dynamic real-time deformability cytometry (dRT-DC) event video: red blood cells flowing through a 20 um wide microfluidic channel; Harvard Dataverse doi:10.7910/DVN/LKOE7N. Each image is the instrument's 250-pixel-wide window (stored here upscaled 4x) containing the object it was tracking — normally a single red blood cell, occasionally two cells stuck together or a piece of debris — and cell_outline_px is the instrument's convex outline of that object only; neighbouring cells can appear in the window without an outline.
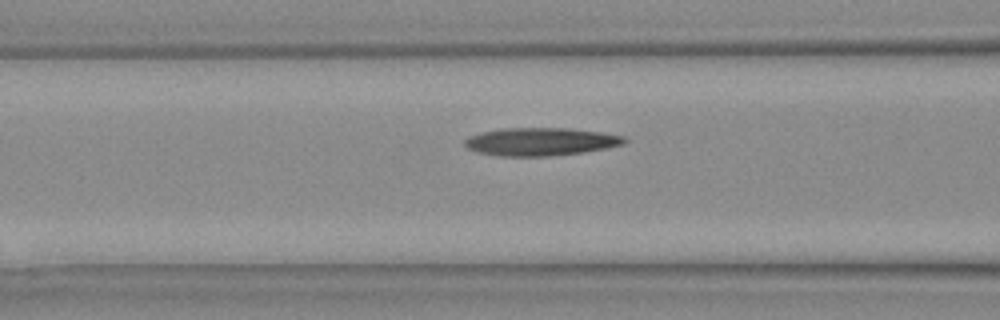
{"species": "Egyptian fruit bat (a non-hibernating species)", "species_latin": "Rousettus aegyptiacus", "temperature_condition": "warm", "stored_images_in_passage": 6, "camera_frame_rate_fps": 3000, "um_per_image_px": 0.085, "animal": {"sex": "female"}, "frame": {"image": 1, "passage_image": 6, "time_ms": 1.667, "image_size_px": [1000, 320], "cell_outline_px": [[628, 140], [624, 144], [608, 148], [584, 152], [552, 156], [496, 156], [476, 152], [468, 148], [464, 144], [464, 140], [468, 136], [484, 132], [504, 128], [568, 128], [604, 132], [624, 136]], "centroid_in_image_um": [45.98, 12.04], "position_along_channel_um": 120.6, "area_um2": 26.24}}